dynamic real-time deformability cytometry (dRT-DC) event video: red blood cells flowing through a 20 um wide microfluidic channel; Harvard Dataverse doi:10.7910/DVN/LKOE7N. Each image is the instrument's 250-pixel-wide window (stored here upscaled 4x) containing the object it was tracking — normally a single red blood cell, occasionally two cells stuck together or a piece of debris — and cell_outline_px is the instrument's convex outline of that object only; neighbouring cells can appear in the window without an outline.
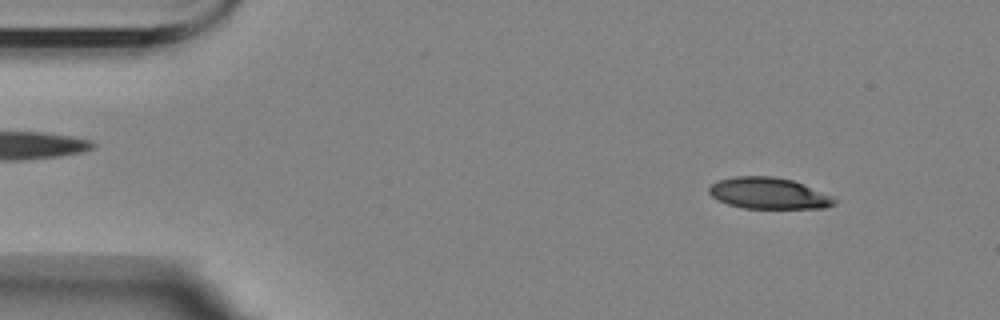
{"species": "Egyptian fruit bat (a non-hibernating species)", "species_latin": "Rousettus aegyptiacus", "temperature_condition": "room temperature", "stored_images_in_passage": 3, "camera_frame_rate_fps": 3000, "um_per_image_px": 0.085, "animal": {"sex": "female"}, "frame": {"image": 1, "passage_image": 1, "time_ms": 0.0, "image_size_px": [1000, 320], "cell_outline_px": [[836, 204], [824, 208], [744, 208], [728, 204], [712, 196], [708, 192], [708, 188], [716, 180], [736, 176], [772, 176], [792, 180], [804, 184], [836, 200]], "centroid_in_image_um": [65.28, 16.42], "position_along_channel_um": 19.7, "area_um2": 22.6}}